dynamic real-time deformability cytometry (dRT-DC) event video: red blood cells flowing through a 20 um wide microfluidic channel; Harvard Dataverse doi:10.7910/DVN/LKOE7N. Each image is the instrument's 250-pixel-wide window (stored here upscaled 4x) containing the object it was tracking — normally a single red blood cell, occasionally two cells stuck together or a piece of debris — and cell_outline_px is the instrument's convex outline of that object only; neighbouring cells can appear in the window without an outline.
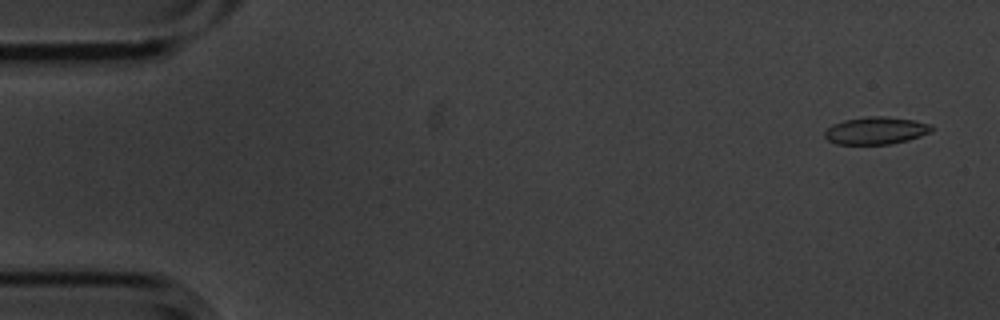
{"species": "common noctule bat (a hibernating species)", "species_latin": "Nyctalus noctula", "temperature_condition": "cold", "stored_images_in_passage": 3, "camera_frame_rate_fps": 3000, "um_per_image_px": 0.085, "animal": {"sex": "male", "body_mass_g": 20.1, "forearm_length_mm": 53.5}, "frame": {"image": 1, "passage_image": 1, "time_ms": 0.0, "image_size_px": [1000, 320], "cell_outline_px": [[932, 132], [908, 140], [892, 144], [836, 144], [828, 140], [824, 136], [824, 132], [832, 124], [844, 120], [868, 116], [884, 116], [912, 120], [932, 124]], "centroid_in_image_um": [74.45, 11.1], "position_along_channel_um": 10.5, "area_um2": 17.11}}